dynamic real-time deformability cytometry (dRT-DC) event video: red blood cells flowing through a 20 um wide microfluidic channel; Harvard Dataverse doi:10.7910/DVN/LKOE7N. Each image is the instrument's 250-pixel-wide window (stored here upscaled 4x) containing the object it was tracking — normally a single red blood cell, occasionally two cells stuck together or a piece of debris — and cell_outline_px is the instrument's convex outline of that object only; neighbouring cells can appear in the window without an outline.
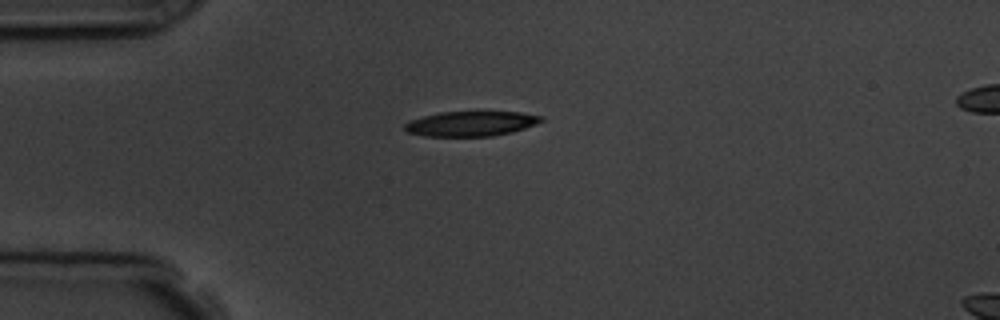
{"species": "common noctule bat (a hibernating species)", "species_latin": "Nyctalus noctula", "temperature_condition": "room temperature", "stored_images_in_passage": 7, "camera_frame_rate_fps": 3000, "um_per_image_px": 0.085, "animal": {"sex": "male", "body_mass_g": 19.5, "forearm_length_mm": 54.6}, "frame": {"image": 1, "passage_image": 1, "time_ms": 0.0, "image_size_px": [1000, 320], "cell_outline_px": [[544, 120], [536, 124], [512, 132], [492, 136], [424, 136], [408, 132], [404, 128], [404, 124], [408, 120], [440, 112], [520, 112], [544, 116]], "centroid_in_image_um": [40.03, 10.51], "position_along_channel_um": 45.0, "area_um2": 19.83}}
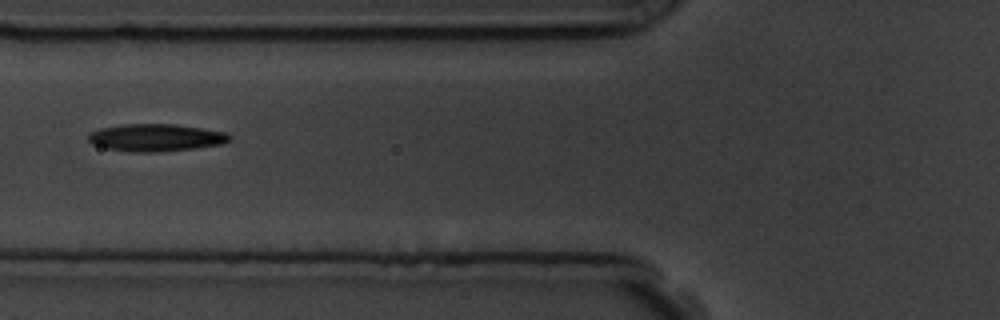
{"frame": {"image": 2, "passage_image": 3, "time_ms": 2.333, "image_size_px": [1000, 320], "cell_outline_px": [[232, 140], [224, 144], [196, 148], [156, 152], [132, 152], [108, 148], [92, 144], [88, 140], [88, 132], [100, 128], [120, 124], [176, 124], [224, 132], [232, 136]], "centroid_in_image_um": [13.25, 11.69], "position_along_channel_um": 112.6, "area_um2": 22.66}}
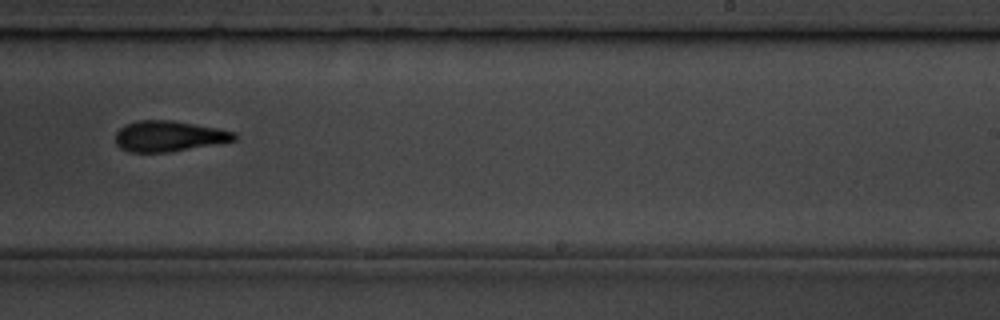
{"frame": {"image": 3, "passage_image": 7, "time_ms": 6.667, "image_size_px": [1000, 320], "cell_outline_px": [[236, 140], [216, 144], [168, 152], [128, 152], [120, 148], [116, 144], [116, 132], [124, 124], [136, 120], [172, 120], [216, 128], [236, 132]], "centroid_in_image_um": [14.32, 11.57], "position_along_channel_um": 274.7, "area_um2": 21.27}}